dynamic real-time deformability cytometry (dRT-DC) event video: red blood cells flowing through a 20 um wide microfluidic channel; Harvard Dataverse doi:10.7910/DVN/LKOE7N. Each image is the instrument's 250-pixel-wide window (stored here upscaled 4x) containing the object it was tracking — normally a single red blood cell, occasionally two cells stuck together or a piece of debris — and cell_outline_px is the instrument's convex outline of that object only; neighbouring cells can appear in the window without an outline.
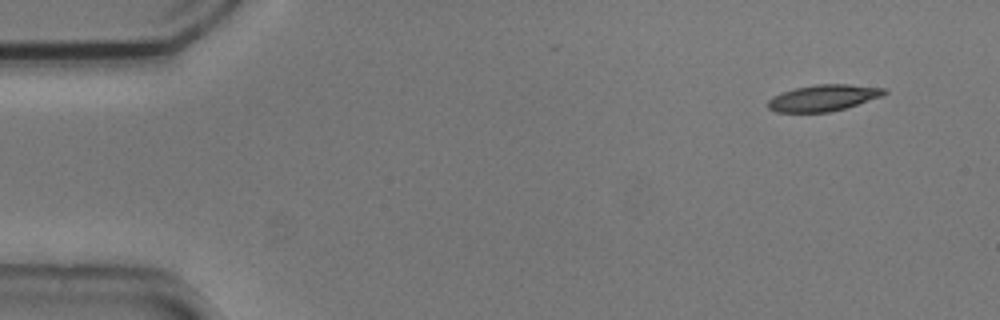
{"species": "common noctule bat (a hibernating species)", "species_latin": "Nyctalus noctula", "temperature_condition": "cold", "stored_images_in_passage": 4, "camera_frame_rate_fps": 3000, "um_per_image_px": 0.085, "animal": {"sex": "male", "body_mass_g": 20.5, "forearm_length_mm": 52.5}, "frame": {"image": 1, "passage_image": 1, "time_ms": 0.0, "image_size_px": [1000, 320], "cell_outline_px": [[888, 92], [884, 96], [844, 108], [828, 112], [776, 112], [768, 108], [768, 100], [772, 96], [780, 92], [796, 88], [816, 84], [848, 84], [888, 88]], "centroid_in_image_um": [70.01, 8.31], "position_along_channel_um": 15.0, "area_um2": 17.98}}
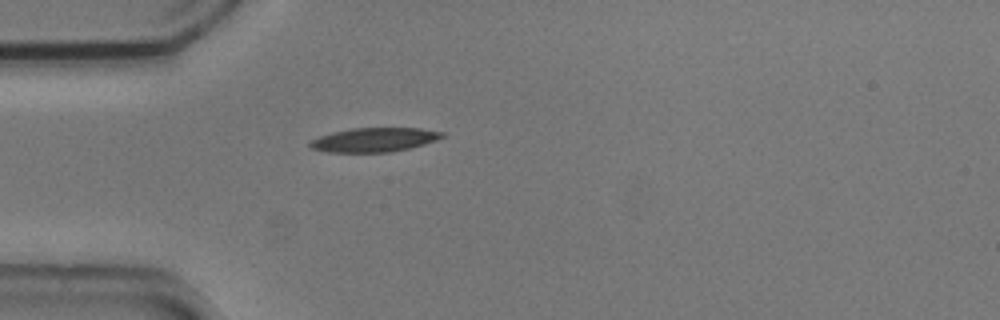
{"frame": {"image": 2, "passage_image": 4, "time_ms": 1.0, "image_size_px": [1000, 320], "cell_outline_px": [[448, 136], [424, 144], [392, 152], [328, 152], [312, 148], [308, 144], [312, 140], [320, 136], [332, 132], [352, 128], [420, 128], [444, 132]], "centroid_in_image_um": [31.86, 11.87], "position_along_channel_um": 53.1, "area_um2": 18.55}}